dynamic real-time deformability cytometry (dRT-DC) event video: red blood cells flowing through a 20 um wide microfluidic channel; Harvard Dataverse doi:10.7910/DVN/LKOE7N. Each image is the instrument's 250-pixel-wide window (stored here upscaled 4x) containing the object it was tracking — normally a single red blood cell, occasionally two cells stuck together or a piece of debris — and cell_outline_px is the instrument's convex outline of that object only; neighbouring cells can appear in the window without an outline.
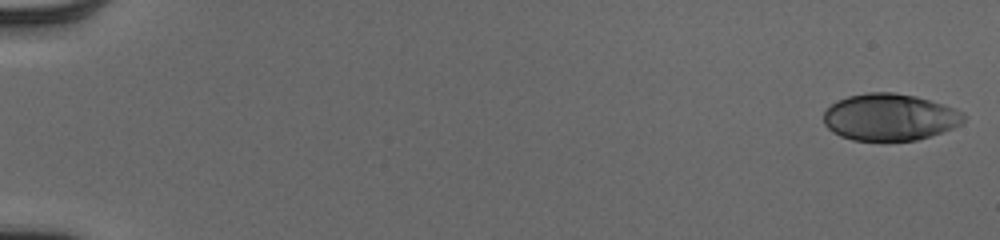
{"species": "human", "species_latin": "Homo sapiens", "temperature_condition": "cold", "stored_images_in_passage": 53, "camera_frame_rate_fps": 3000, "um_per_image_px": 0.085, "donor": {"sex": "male"}, "frame": {"image": 1, "passage_image": 1, "time_ms": 0.0, "image_size_px": [1000, 240], "cell_outline_px": [[964, 120], [960, 124], [952, 128], [916, 140], [852, 140], [840, 136], [828, 128], [824, 124], [824, 112], [832, 104], [848, 96], [868, 92], [892, 92], [916, 96], [964, 112]], "centroid_in_image_um": [75.6, 9.95], "position_along_channel_um": 9.4, "area_um2": 37.74}}
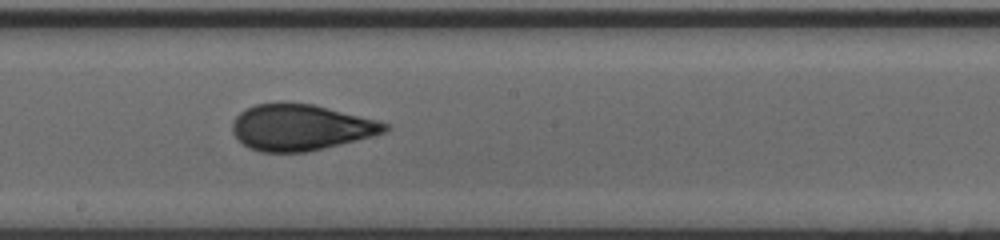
{"frame": {"image": 2, "passage_image": 31, "time_ms": 10.0, "image_size_px": [1000, 240], "cell_outline_px": [[392, 128], [384, 132], [372, 136], [324, 148], [304, 152], [260, 152], [248, 148], [232, 132], [232, 124], [236, 116], [244, 108], [256, 104], [312, 104], [376, 120], [388, 124]], "centroid_in_image_um": [25.54, 10.84], "position_along_channel_um": 222.7, "area_um2": 40.34}}
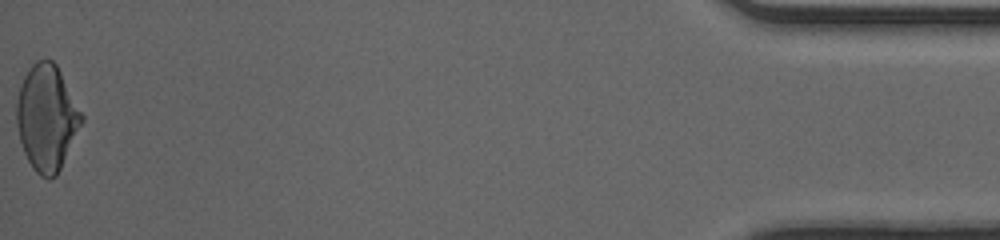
{"frame": {"image": 3, "passage_image": 53, "time_ms": 17.333, "image_size_px": [1000, 240], "cell_outline_px": [[84, 120], [56, 176], [48, 180], [40, 176], [32, 168], [24, 152], [20, 140], [16, 124], [16, 100], [20, 84], [24, 76], [32, 64], [36, 60], [44, 56], [52, 60], [56, 64], [84, 116]], "centroid_in_image_um": [3.96, 9.98], "position_along_channel_um": 431.2, "area_um2": 40.23}, "authors_computed_cell_mechanics": {"area_um2": 39.5352, "velocity_mm_per_s": 4.018, "shape_relaxation_time_tau1_ms": 6.8207, "shape_relaxation_time_tau2_ms": 0.8069, "deformation_change_tau1": 0.2118, "deformation_change_tau2": 0.0545}}